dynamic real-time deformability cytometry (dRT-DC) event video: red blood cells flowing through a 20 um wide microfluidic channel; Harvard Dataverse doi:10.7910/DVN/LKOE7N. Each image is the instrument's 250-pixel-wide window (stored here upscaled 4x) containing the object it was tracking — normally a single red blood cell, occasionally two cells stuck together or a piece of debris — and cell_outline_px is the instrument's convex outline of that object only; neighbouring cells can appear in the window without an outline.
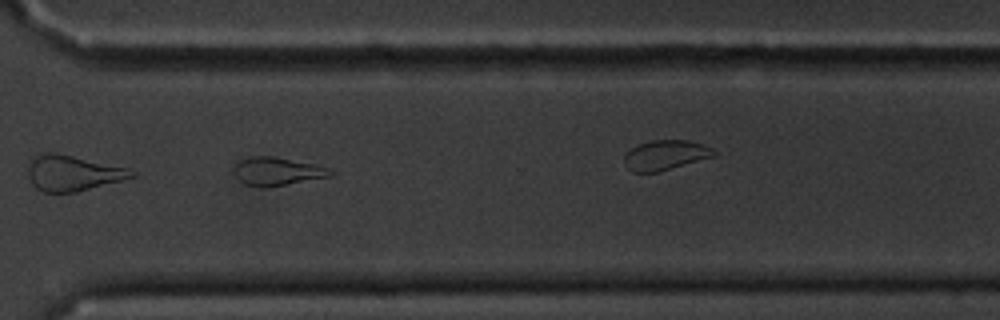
{"species": "common noctule bat (a hibernating species)", "species_latin": "Nyctalus noctula", "temperature_condition": "cold", "stored_images_in_passage": 16, "camera_frame_rate_fps": 3000, "um_per_image_px": 0.085, "animal": {"sex": "male", "body_mass_g": 20.1, "forearm_length_mm": 53.5}, "frame": {"image": 1, "passage_image": 12, "time_ms": 13.333, "image_size_px": [1000, 320], "cell_outline_px": [[336, 172], [332, 176], [260, 188], [244, 184], [236, 176], [236, 164], [240, 160], [252, 156], [272, 156], [312, 164], [328, 168]], "centroid_in_image_um": [23.57, 14.57], "position_along_channel_um": 347.0, "area_um2": 15.43}, "authors_computed_cell_mechanics": {"area_um2": 17.1666, "velocity_mm_per_s": 3.4461, "shape_relaxation_time_tau1_ms": 3.203, "shape_relaxation_time_tau2_ms": 6.0324, "deformation_change_tau1": 0.143, "deformation_change_tau2": 0.1502}}